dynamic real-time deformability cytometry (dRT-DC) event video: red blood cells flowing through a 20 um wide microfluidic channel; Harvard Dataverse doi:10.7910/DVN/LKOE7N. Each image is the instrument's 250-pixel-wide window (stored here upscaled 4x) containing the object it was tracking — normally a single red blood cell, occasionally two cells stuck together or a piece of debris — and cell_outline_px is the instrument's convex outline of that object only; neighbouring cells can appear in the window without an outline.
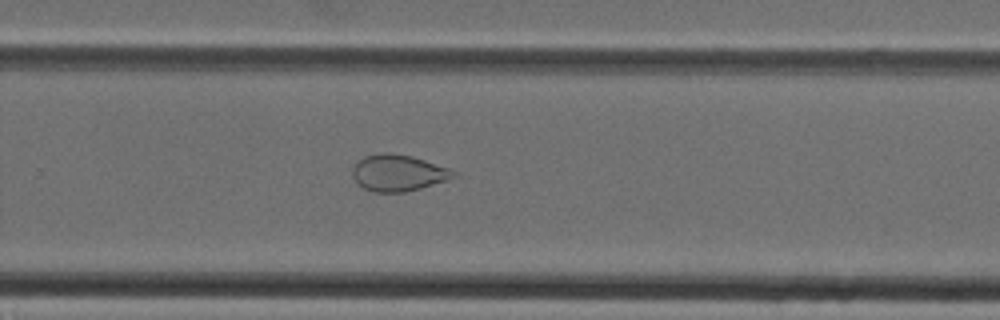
{"species": "Egyptian fruit bat (a non-hibernating species)", "species_latin": "Rousettus aegyptiacus", "temperature_condition": "cold", "stored_images_in_passage": 25, "camera_frame_rate_fps": 3000, "um_per_image_px": 0.085, "animal": {"sex": "female"}, "frame": {"image": 1, "passage_image": 15, "time_ms": 4.667, "image_size_px": [1000, 320], "cell_outline_px": [[460, 172], [456, 176], [420, 188], [404, 192], [372, 192], [364, 188], [352, 176], [352, 168], [364, 156], [380, 152], [388, 152], [412, 156]], "centroid_in_image_um": [33.83, 14.68], "position_along_channel_um": 296.0, "area_um2": 21.27}}
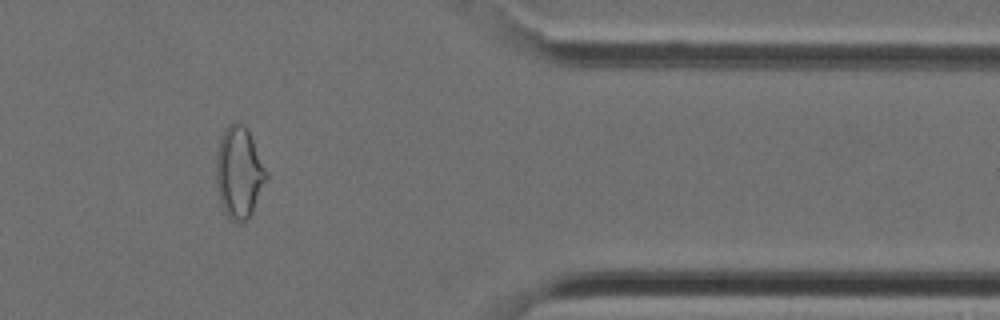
{"frame": {"image": 2, "passage_image": 22, "time_ms": 7.0, "image_size_px": [1000, 320], "cell_outline_px": [[268, 176], [252, 212], [248, 220], [240, 224], [236, 224], [224, 212], [220, 200], [216, 180], [216, 152], [220, 136], [224, 128], [228, 124], [244, 124], [248, 128], [268, 172]], "centroid_in_image_um": [20.32, 14.66], "position_along_channel_um": 391.1, "area_um2": 27.05}}